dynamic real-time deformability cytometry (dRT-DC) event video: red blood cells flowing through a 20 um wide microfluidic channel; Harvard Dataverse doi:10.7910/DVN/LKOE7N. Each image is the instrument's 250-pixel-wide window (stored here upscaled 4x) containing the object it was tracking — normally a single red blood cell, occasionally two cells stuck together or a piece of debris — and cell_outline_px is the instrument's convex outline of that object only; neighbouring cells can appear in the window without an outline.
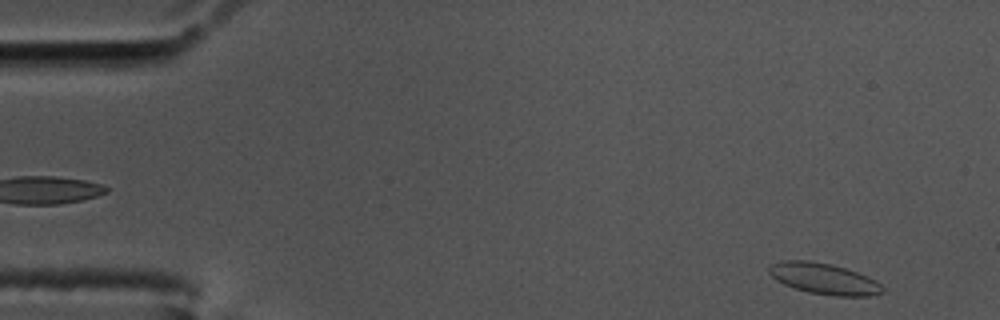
{"species": "common noctule bat (a hibernating species)", "species_latin": "Nyctalus noctula", "temperature_condition": "cold", "stored_images_in_passage": 56, "camera_frame_rate_fps": 3000, "um_per_image_px": 0.085, "animal": {"sex": "male", "body_mass_g": 17.5, "forearm_length_mm": 52.3}, "frame": {"image": 1, "passage_image": 2, "time_ms": 0.333, "image_size_px": [1000, 320], "cell_outline_px": [[884, 292], [876, 296], [832, 296], [808, 292], [784, 284], [776, 280], [768, 272], [768, 268], [772, 264], [784, 260], [808, 260], [832, 264], [868, 276], [876, 280], [884, 288]], "centroid_in_image_um": [70.07, 23.7], "position_along_channel_um": 14.9, "area_um2": 20.63}}
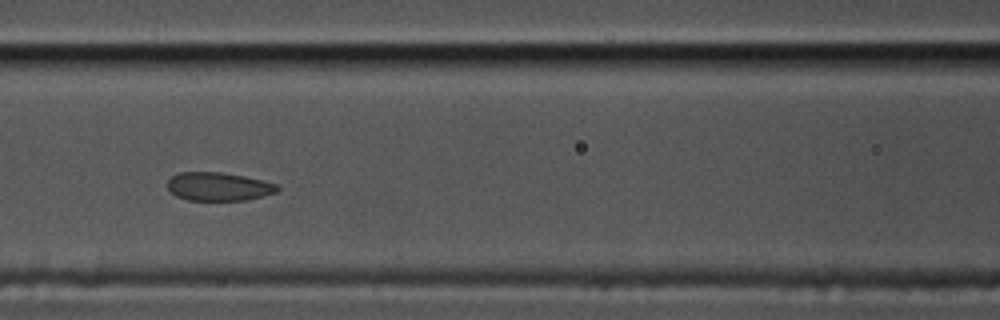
{"frame": {"image": 2, "passage_image": 23, "time_ms": 7.333, "image_size_px": [1000, 320], "cell_outline_px": [[280, 188], [276, 192], [248, 200], [188, 200], [176, 196], [168, 188], [168, 180], [172, 176], [180, 172], [220, 172], [244, 176], [276, 184]], "centroid_in_image_um": [18.57, 15.86], "position_along_channel_um": 148.0, "area_um2": 18.03}}
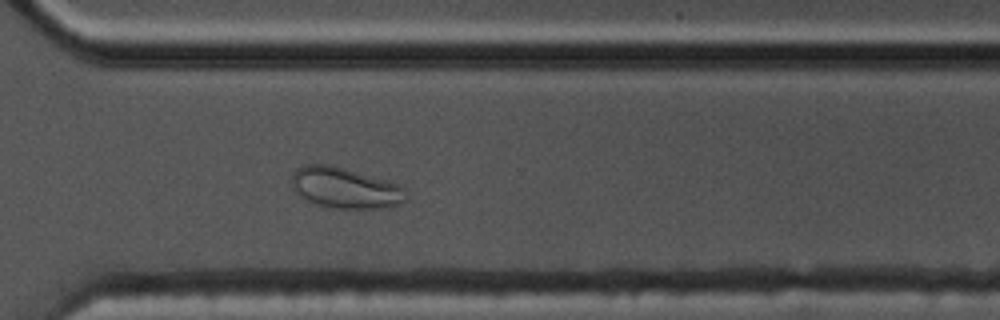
{"frame": {"image": 3, "passage_image": 40, "time_ms": 13.0, "image_size_px": [1000, 320], "cell_outline_px": [[404, 200], [400, 204], [380, 208], [332, 208], [316, 204], [308, 200], [296, 192], [292, 184], [292, 176], [296, 168], [304, 164], [332, 164], [384, 180], [396, 184], [404, 188]], "centroid_in_image_um": [29.28, 15.96], "position_along_channel_um": 341.3, "area_um2": 26.76}, "authors_computed_cell_mechanics": {"area_um2": 19.7098, "velocity_mm_per_s": 3.4178, "shape_relaxation_time_tau1_ms": 5.6462, "shape_relaxation_time_tau2_ms": 0.7188, "deformation_change_tau1": 0.1501, "deformation_change_tau2": 0.0523}}